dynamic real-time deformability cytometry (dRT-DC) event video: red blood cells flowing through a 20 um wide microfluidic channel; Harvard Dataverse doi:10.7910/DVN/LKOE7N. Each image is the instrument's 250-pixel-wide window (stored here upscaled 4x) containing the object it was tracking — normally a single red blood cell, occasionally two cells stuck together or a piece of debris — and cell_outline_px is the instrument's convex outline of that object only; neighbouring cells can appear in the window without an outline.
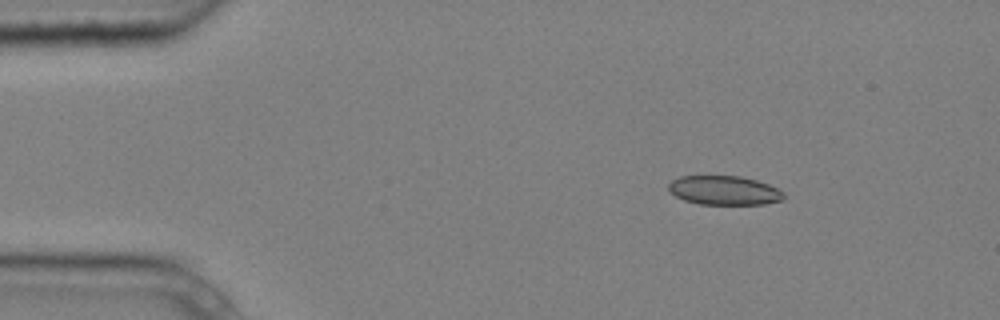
{"species": "common noctule bat (a hibernating species)", "species_latin": "Nyctalus noctula", "temperature_condition": "cold", "stored_images_in_passage": 4, "camera_frame_rate_fps": 3000, "um_per_image_px": 0.085, "animal": {"sex": "male", "body_mass_g": 20.4}, "frame": {"image": 1, "passage_image": 2, "time_ms": 0.333, "image_size_px": [1000, 320], "cell_outline_px": [[784, 200], [764, 204], [700, 204], [684, 200], [676, 196], [668, 188], [668, 184], [672, 180], [680, 176], [740, 176], [756, 180], [768, 184], [784, 192]], "centroid_in_image_um": [61.57, 16.18], "position_along_channel_um": 23.4, "area_um2": 19.48}}